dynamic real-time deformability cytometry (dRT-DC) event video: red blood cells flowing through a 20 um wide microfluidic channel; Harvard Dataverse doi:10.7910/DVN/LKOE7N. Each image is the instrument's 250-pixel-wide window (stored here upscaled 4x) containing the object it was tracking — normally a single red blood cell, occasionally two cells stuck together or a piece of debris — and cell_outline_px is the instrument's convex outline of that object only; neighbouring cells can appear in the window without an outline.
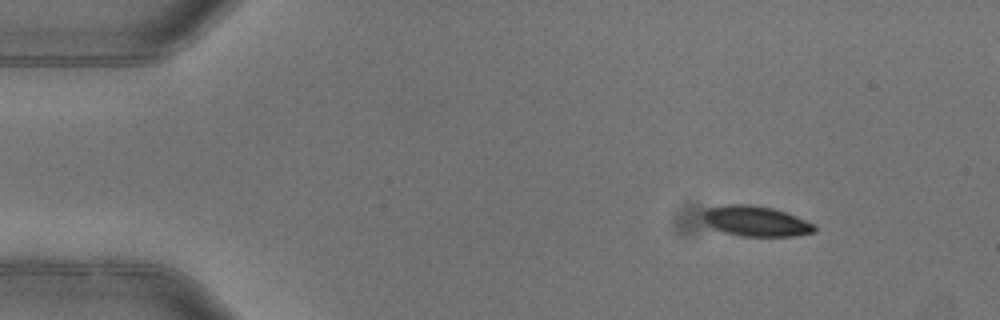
{"species": "common noctule bat (a hibernating species)", "species_latin": "Nyctalus noctula", "temperature_condition": "warm", "stored_images_in_passage": 4, "camera_frame_rate_fps": 3000, "um_per_image_px": 0.085, "animal": {"sex": "female"}, "frame": {"image": 1, "passage_image": 1, "time_ms": 0.0, "image_size_px": [1000, 320], "cell_outline_px": [[816, 232], [796, 236], [740, 236], [724, 232], [712, 228], [704, 220], [704, 212], [708, 208], [724, 204], [752, 204], [772, 208], [796, 216], [816, 224]], "centroid_in_image_um": [64.28, 18.8], "position_along_channel_um": 20.7, "area_um2": 19.77}}
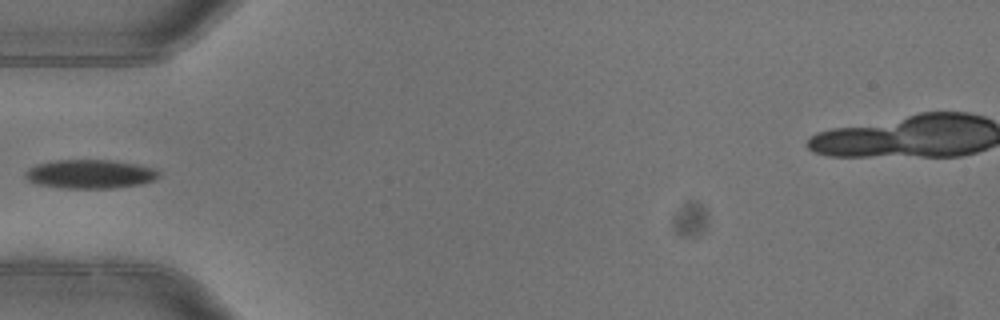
{"frame": {"image": 2, "passage_image": 4, "time_ms": 1.0, "image_size_px": [1000, 320], "cell_outline_px": [[160, 176], [156, 180], [140, 184], [112, 188], [60, 188], [36, 184], [28, 180], [24, 176], [24, 172], [28, 168], [36, 164], [56, 160], [112, 160], [136, 164], [156, 168], [160, 172]], "centroid_in_image_um": [7.66, 14.79], "position_along_channel_um": 77.3, "area_um2": 22.72}}